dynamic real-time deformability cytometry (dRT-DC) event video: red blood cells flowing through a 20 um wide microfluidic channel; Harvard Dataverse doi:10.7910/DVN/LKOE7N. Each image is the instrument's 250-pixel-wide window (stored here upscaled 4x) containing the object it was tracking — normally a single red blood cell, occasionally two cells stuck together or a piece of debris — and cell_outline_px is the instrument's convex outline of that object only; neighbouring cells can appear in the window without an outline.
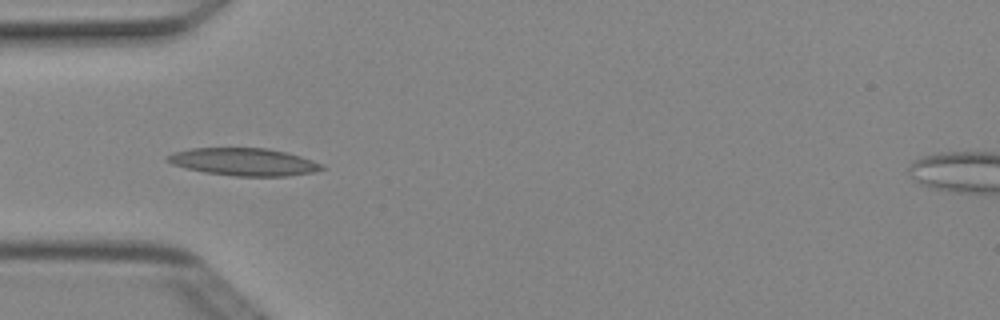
{"species": "Egyptian fruit bat (a non-hibernating species)", "species_latin": "Rousettus aegyptiacus", "temperature_condition": "cold", "stored_images_in_passage": 44, "camera_frame_rate_fps": 3000, "um_per_image_px": 0.085, "animal": {"sex": "female"}, "frame": {"image": 1, "passage_image": 14, "time_ms": 4.333, "image_size_px": [1000, 320], "cell_outline_px": [[328, 168], [312, 172], [288, 176], [236, 176], [204, 172], [184, 168], [172, 164], [164, 160], [164, 156], [172, 152], [188, 148], [268, 148], [300, 156], [324, 164]], "centroid_in_image_um": [20.68, 13.75], "position_along_channel_um": 64.3, "area_um2": 25.03}}
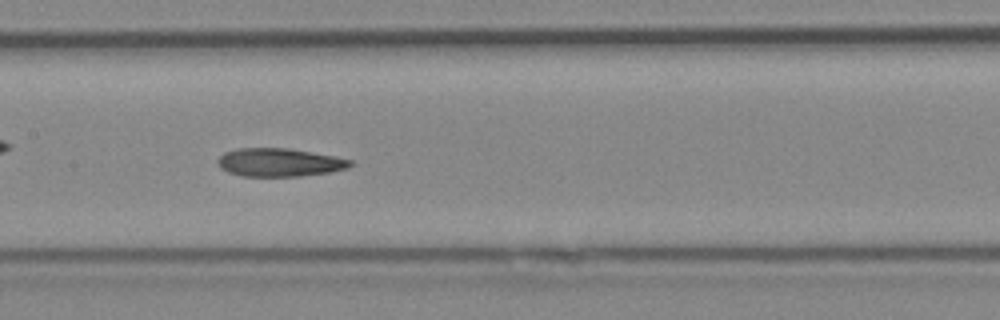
{"frame": {"image": 2, "passage_image": 23, "time_ms": 7.333, "image_size_px": [1000, 320], "cell_outline_px": [[352, 164], [348, 168], [328, 172], [300, 176], [240, 176], [228, 172], [220, 168], [216, 160], [224, 152], [236, 148], [288, 148], [336, 156], [352, 160]], "centroid_in_image_um": [23.72, 13.8], "position_along_channel_um": 183.7, "area_um2": 21.91}}
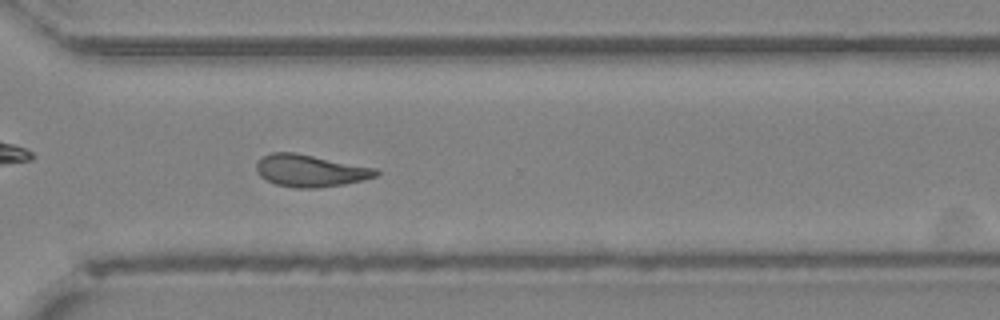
{"frame": {"image": 3, "passage_image": 35, "time_ms": 11.333, "image_size_px": [1000, 320], "cell_outline_px": [[380, 172], [376, 176], [364, 180], [344, 184], [316, 188], [296, 188], [276, 184], [260, 176], [256, 172], [256, 164], [260, 156], [272, 152], [296, 152], [376, 168]], "centroid_in_image_um": [26.35, 14.5], "position_along_channel_um": 344.2, "area_um2": 22.54}, "authors_computed_cell_mechanics": {"area_um2": 22.253, "velocity_mm_per_s": 4.0046, "shape_relaxation_time_tau1_ms": null, "shape_relaxation_time_tau2_ms": 4.6347, "deformation_change_tau1": null, "deformation_change_tau2": 0.1271}}